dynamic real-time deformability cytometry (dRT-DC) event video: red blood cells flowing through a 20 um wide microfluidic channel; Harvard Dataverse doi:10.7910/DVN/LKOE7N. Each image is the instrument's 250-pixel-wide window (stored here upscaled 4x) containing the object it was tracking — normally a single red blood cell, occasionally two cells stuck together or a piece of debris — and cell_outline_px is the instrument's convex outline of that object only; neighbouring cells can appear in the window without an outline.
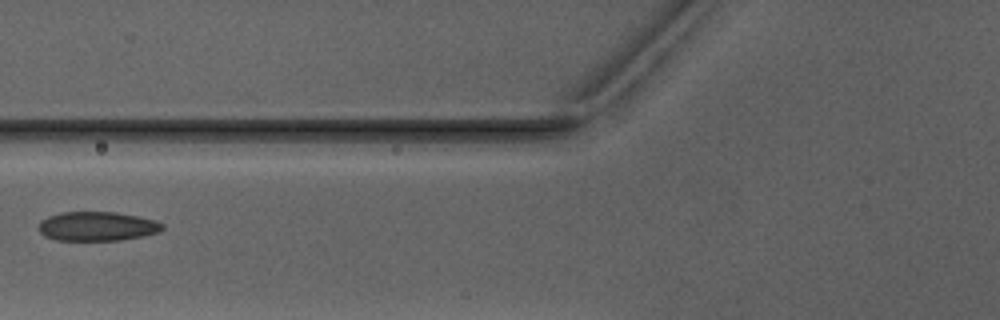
{"species": "Egyptian fruit bat (a non-hibernating species)", "species_latin": "Rousettus aegyptiacus", "temperature_condition": "warm", "stored_images_in_passage": 8, "camera_frame_rate_fps": 3000, "um_per_image_px": 0.085, "animal": {"sex": "male"}, "frame": {"image": 1, "passage_image": 7, "time_ms": 8.667, "image_size_px": [1000, 320], "cell_outline_px": [[164, 228], [160, 232], [120, 240], [56, 240], [44, 236], [40, 232], [40, 220], [48, 216], [60, 212], [116, 212], [156, 220], [164, 224]], "centroid_in_image_um": [8.26, 19.23], "position_along_channel_um": 117.5, "area_um2": 21.04}}
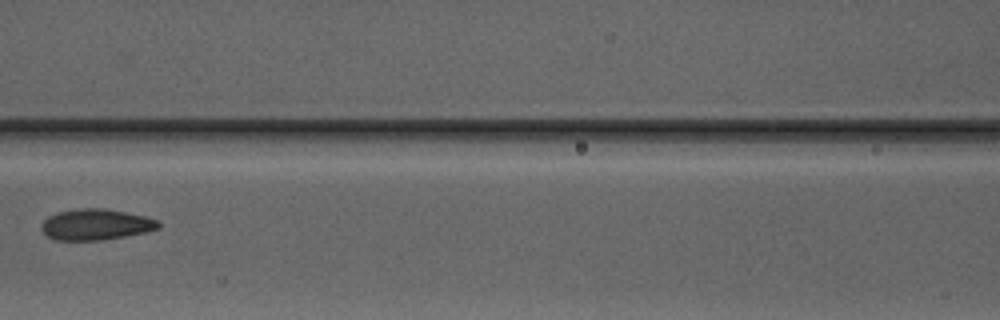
{"frame": {"image": 2, "passage_image": 8, "time_ms": 9.667, "image_size_px": [1000, 320], "cell_outline_px": [[160, 228], [144, 232], [124, 236], [100, 240], [52, 240], [40, 228], [40, 224], [48, 216], [56, 212], [80, 208], [104, 208], [148, 216], [156, 220], [160, 224]], "centroid_in_image_um": [8.12, 19.07], "position_along_channel_um": 158.5, "area_um2": 21.21}}